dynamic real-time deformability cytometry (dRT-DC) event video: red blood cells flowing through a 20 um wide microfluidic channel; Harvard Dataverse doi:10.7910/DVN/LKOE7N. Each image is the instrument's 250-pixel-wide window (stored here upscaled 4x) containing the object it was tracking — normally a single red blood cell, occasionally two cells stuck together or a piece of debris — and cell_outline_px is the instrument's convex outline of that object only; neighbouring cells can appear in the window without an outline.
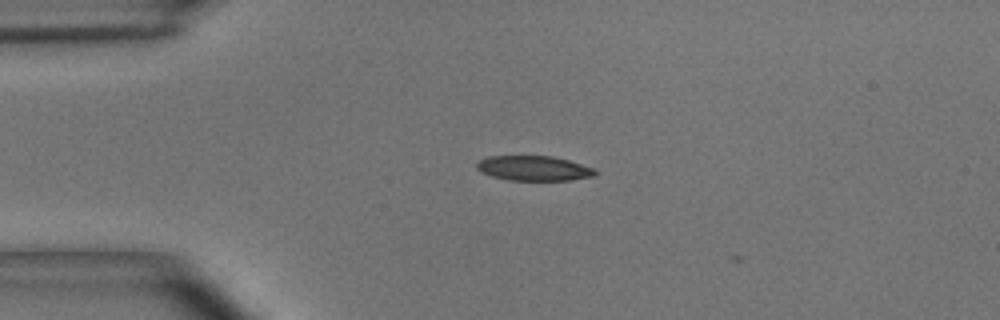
{"species": "common noctule bat (a hibernating species)", "species_latin": "Nyctalus noctula", "temperature_condition": "room temperature", "stored_images_in_passage": 3, "camera_frame_rate_fps": 3000, "um_per_image_px": 0.085, "animal": {"sex": "male", "body_mass_g": 15.6}, "frame": {"image": 1, "passage_image": 2, "time_ms": 0.333, "image_size_px": [1000, 320], "cell_outline_px": [[596, 176], [572, 180], [508, 180], [492, 176], [480, 172], [476, 168], [476, 164], [480, 160], [488, 156], [552, 156], [568, 160], [592, 168], [596, 172]], "centroid_in_image_um": [45.35, 14.31], "position_along_channel_um": 39.7, "area_um2": 17.11}}